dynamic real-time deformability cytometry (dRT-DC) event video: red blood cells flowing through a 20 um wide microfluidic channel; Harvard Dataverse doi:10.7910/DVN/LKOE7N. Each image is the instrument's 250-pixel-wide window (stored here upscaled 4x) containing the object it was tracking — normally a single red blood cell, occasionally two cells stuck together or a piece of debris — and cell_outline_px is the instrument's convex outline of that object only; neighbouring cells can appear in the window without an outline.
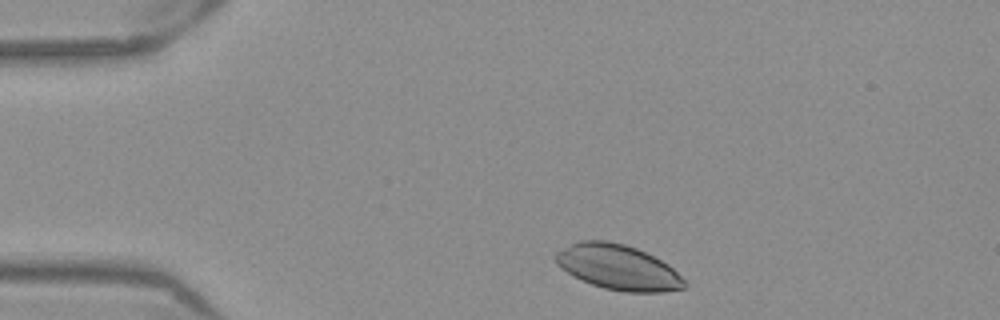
{"species": "Egyptian fruit bat (a non-hibernating species)", "species_latin": "Rousettus aegyptiacus", "temperature_condition": "warm", "stored_images_in_passage": 44, "camera_frame_rate_fps": 3000, "um_per_image_px": 0.085, "frame": {"image": 1, "passage_image": 2, "time_ms": 0.333, "image_size_px": [1000, 320], "cell_outline_px": [[688, 284], [684, 288], [664, 292], [624, 292], [604, 288], [592, 284], [568, 272], [556, 264], [552, 256], [556, 252], [580, 240], [604, 240], [624, 244], [636, 248], [668, 264]], "centroid_in_image_um": [52.53, 22.72], "position_along_channel_um": 32.5, "area_um2": 33.52}}
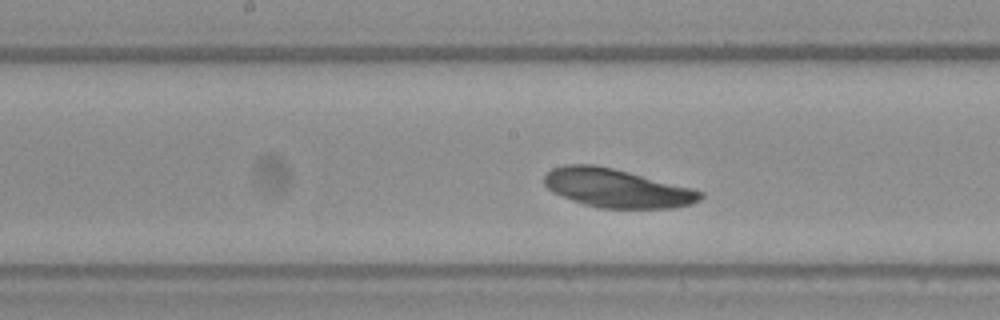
{"frame": {"image": 2, "passage_image": 19, "time_ms": 6.0, "image_size_px": [1000, 320], "cell_outline_px": [[704, 196], [700, 200], [692, 204], [672, 208], [600, 208], [584, 204], [572, 200], [552, 192], [544, 184], [544, 176], [552, 168], [564, 164], [596, 164], [692, 188], [704, 192]], "centroid_in_image_um": [52.42, 15.99], "position_along_channel_um": 195.8, "area_um2": 35.08}}
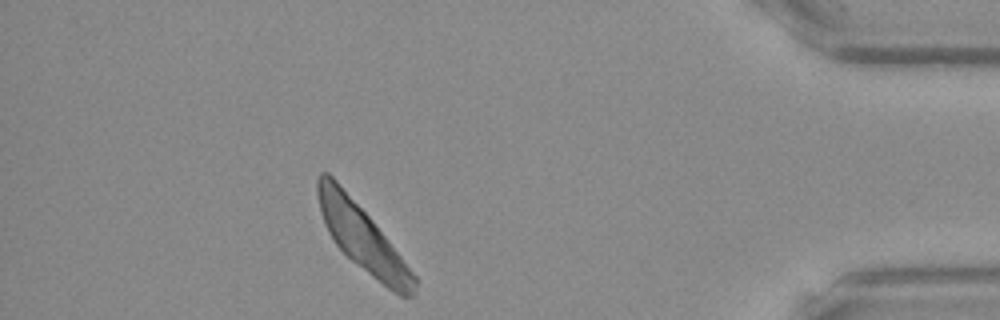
{"frame": {"image": 3, "passage_image": 39, "time_ms": 12.667, "image_size_px": [1000, 320], "cell_outline_px": [[416, 296], [400, 296], [392, 292], [352, 260], [332, 240], [324, 224], [320, 212], [316, 192], [316, 180], [320, 172], [328, 172], [336, 180], [372, 220], [416, 276]], "centroid_in_image_um": [30.78, 20.21], "position_along_channel_um": 404.4, "area_um2": 36.59}}